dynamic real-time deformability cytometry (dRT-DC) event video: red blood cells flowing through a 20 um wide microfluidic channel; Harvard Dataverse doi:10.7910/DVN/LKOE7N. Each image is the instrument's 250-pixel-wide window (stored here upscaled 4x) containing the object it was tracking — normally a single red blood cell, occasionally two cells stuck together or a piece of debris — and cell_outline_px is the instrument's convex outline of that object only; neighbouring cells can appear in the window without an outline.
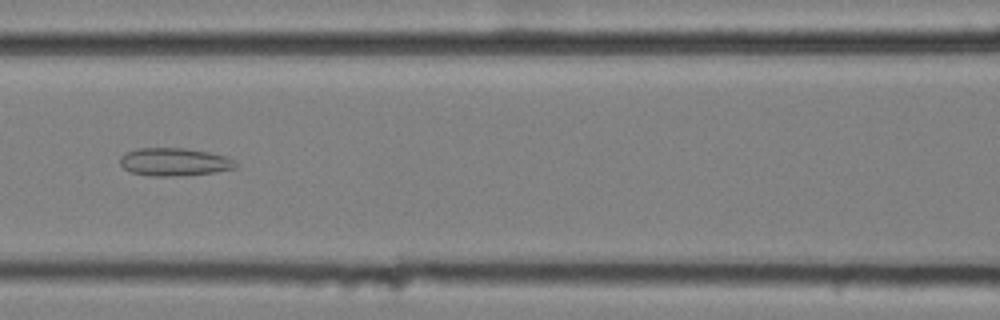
{"species": "common noctule bat (a hibernating species)", "species_latin": "Nyctalus noctula", "temperature_condition": "cold", "stored_images_in_passage": 47, "camera_frame_rate_fps": 3000, "um_per_image_px": 0.085, "animal": {"sex": "female", "body_mass_g": 25.1}, "frame": {"image": 1, "passage_image": 15, "time_ms": 4.667, "image_size_px": [1000, 320], "cell_outline_px": [[236, 168], [216, 172], [176, 176], [152, 176], [132, 172], [124, 168], [120, 164], [120, 156], [128, 152], [140, 148], [184, 148], [208, 152], [224, 156], [236, 160]], "centroid_in_image_um": [14.83, 13.76], "position_along_channel_um": 151.8, "area_um2": 18.67}}
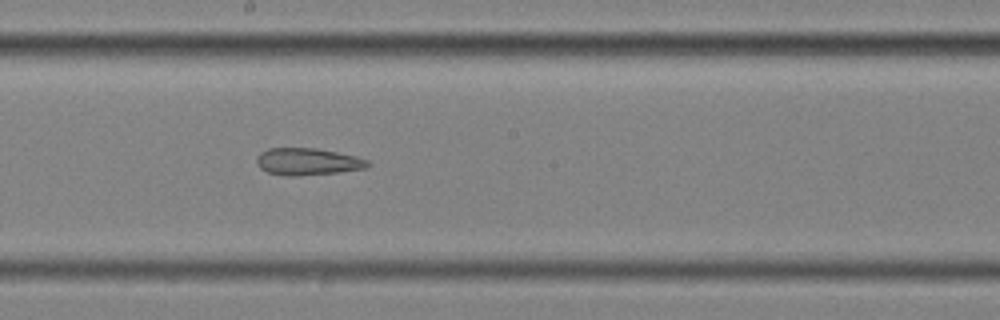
{"frame": {"image": 2, "passage_image": 21, "time_ms": 6.667, "image_size_px": [1000, 320], "cell_outline_px": [[372, 164], [364, 168], [336, 172], [296, 176], [288, 176], [268, 172], [260, 168], [256, 160], [256, 156], [260, 152], [268, 148], [316, 148], [356, 156], [368, 160]], "centroid_in_image_um": [26.12, 13.73], "position_along_channel_um": 222.1, "area_um2": 17.4}}
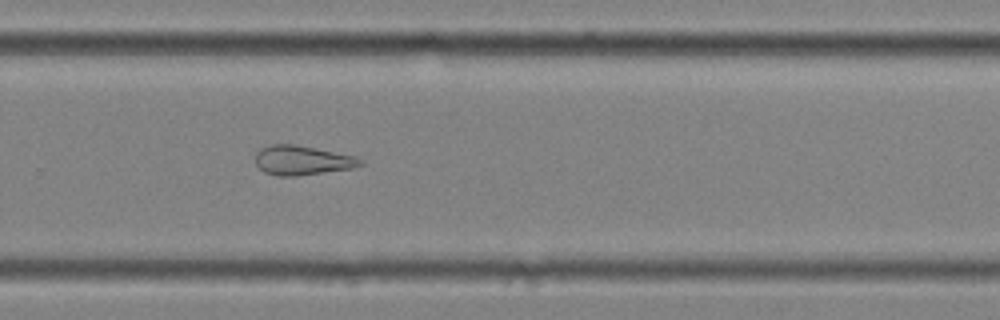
{"frame": {"image": 3, "passage_image": 28, "time_ms": 9.0, "image_size_px": [1000, 320], "cell_outline_px": [[364, 164], [352, 168], [296, 176], [276, 176], [264, 172], [256, 164], [256, 152], [260, 148], [272, 144], [292, 144], [356, 156], [364, 160]], "centroid_in_image_um": [25.68, 13.63], "position_along_channel_um": 304.1, "area_um2": 17.92}, "authors_computed_cell_mechanics": {"area_um2": 21.3282, "velocity_mm_per_s": 3.5198, "shape_relaxation_time_tau1_ms": null, "shape_relaxation_time_tau2_ms": 4.4617, "deformation_change_tau1": null, "deformation_change_tau2": 0.1452}}